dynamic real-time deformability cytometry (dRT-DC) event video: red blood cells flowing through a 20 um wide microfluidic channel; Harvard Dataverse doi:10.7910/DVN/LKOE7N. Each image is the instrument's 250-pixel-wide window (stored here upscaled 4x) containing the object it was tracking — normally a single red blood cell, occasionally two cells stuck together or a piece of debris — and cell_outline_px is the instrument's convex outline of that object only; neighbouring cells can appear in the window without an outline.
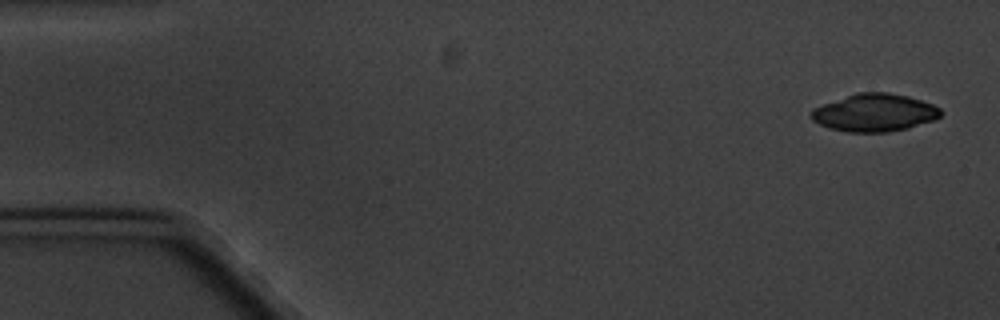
{"species": "common noctule bat (a hibernating species)", "species_latin": "Nyctalus noctula", "temperature_condition": "cold", "stored_images_in_passage": 4, "camera_frame_rate_fps": 3000, "um_per_image_px": 0.085, "animal": {"sex": "male", "body_mass_g": 20.1, "forearm_length_mm": 53.5}, "frame": {"image": 1, "passage_image": 1, "time_ms": 0.0, "image_size_px": [1000, 320], "cell_outline_px": [[940, 116], [936, 120], [908, 128], [888, 132], [848, 132], [828, 128], [812, 120], [808, 116], [812, 108], [856, 92], [888, 92], [908, 96], [932, 104], [940, 108]], "centroid_in_image_um": [74.31, 9.58], "position_along_channel_um": 10.7, "area_um2": 28.61}}